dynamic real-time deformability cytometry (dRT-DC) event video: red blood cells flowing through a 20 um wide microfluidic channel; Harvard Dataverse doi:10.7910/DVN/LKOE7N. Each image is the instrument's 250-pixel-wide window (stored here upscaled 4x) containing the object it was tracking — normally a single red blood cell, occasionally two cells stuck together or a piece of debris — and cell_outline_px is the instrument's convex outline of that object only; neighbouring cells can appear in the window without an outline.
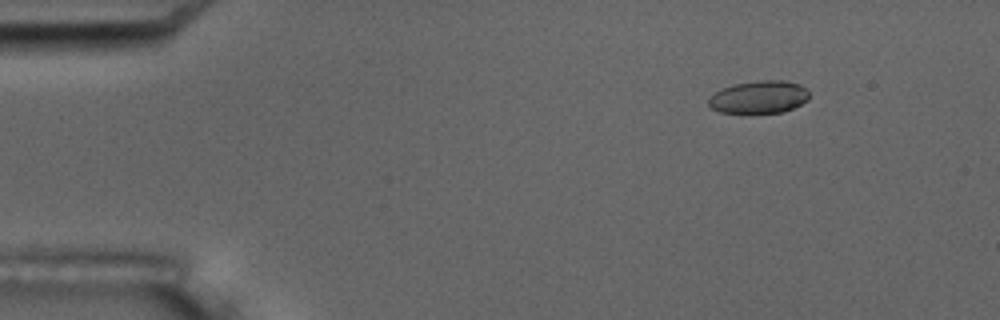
{"species": "common noctule bat (a hibernating species)", "species_latin": "Nyctalus noctula", "temperature_condition": "room temperature", "stored_images_in_passage": 5, "camera_frame_rate_fps": 3000, "um_per_image_px": 0.085, "animal": {"sex": "male", "body_mass_g": 17.5, "forearm_length_mm": 52.3}, "frame": {"image": 1, "passage_image": 3, "time_ms": 2.333, "image_size_px": [1000, 320], "cell_outline_px": [[808, 100], [784, 112], [720, 112], [712, 108], [708, 104], [708, 100], [716, 92], [724, 88], [736, 84], [760, 80], [780, 80], [800, 84], [808, 92]], "centroid_in_image_um": [64.53, 8.24], "position_along_channel_um": 20.5, "area_um2": 18.67}}